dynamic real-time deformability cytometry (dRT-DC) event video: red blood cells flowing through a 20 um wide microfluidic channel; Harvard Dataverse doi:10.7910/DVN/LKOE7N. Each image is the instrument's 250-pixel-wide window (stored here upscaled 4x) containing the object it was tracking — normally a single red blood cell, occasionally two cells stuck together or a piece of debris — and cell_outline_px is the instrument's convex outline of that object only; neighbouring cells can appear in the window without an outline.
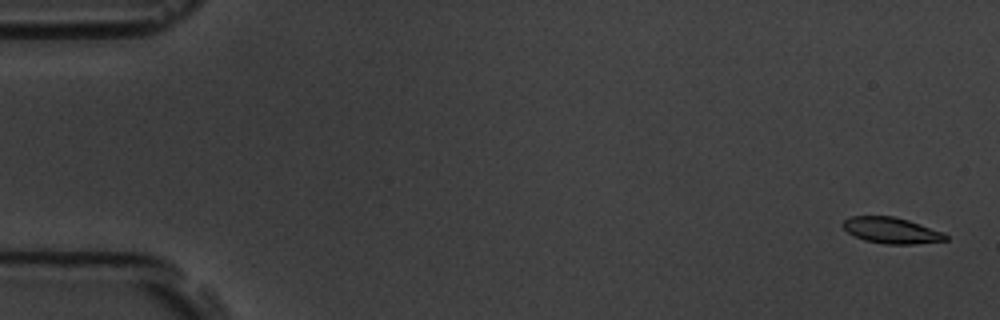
{"species": "common noctule bat (a hibernating species)", "species_latin": "Nyctalus noctula", "temperature_condition": "room temperature", "stored_images_in_passage": 58, "segment_of_instrument_passage": [1, 2], "camera_frame_rate_fps": 3000, "um_per_image_px": 0.085, "animal": {"sex": "male", "body_mass_g": 19.5, "forearm_length_mm": 54.6}, "frame": {"image": 1, "passage_image": 2, "time_ms": 0.333, "image_size_px": [1000, 320], "cell_outline_px": [[948, 240], [916, 244], [884, 244], [864, 240], [848, 232], [840, 224], [844, 220], [852, 216], [892, 216], [908, 220], [944, 232], [948, 236]], "centroid_in_image_um": [75.79, 19.59], "position_along_channel_um": 9.2, "area_um2": 15.61}}
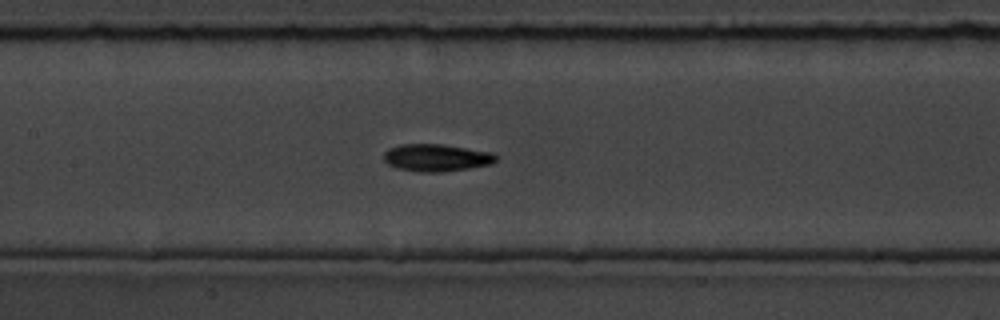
{"frame": {"image": 2, "passage_image": 27, "time_ms": 8.667, "image_size_px": [1000, 320], "cell_outline_px": [[496, 160], [492, 164], [444, 172], [420, 172], [396, 168], [388, 164], [384, 160], [384, 152], [388, 148], [400, 144], [440, 144], [496, 152]], "centroid_in_image_um": [37.1, 13.4], "position_along_channel_um": 170.3, "area_um2": 18.03}}
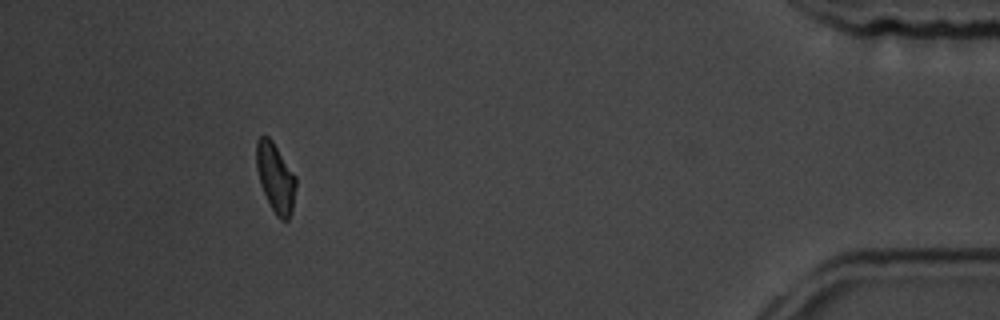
{"frame": {"image": 3, "passage_image": 52, "time_ms": 17.0, "image_size_px": [1000, 320], "cell_outline_px": [[296, 188], [292, 212], [288, 220], [280, 220], [276, 216], [260, 184], [256, 168], [256, 140], [260, 136], [268, 136], [272, 140], [296, 176]], "centroid_in_image_um": [23.42, 15.1], "position_along_channel_um": 411.8, "area_um2": 16.01}}